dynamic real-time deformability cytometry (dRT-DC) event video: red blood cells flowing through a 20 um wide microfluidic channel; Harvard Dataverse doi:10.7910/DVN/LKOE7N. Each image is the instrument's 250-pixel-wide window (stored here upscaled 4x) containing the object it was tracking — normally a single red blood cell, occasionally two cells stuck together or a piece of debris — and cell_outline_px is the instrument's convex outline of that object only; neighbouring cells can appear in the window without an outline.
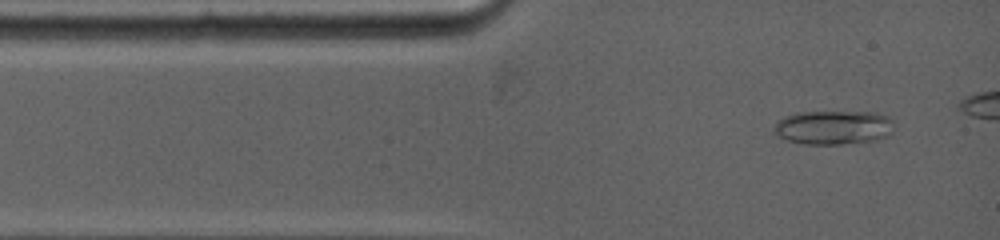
{"species": "common noctule bat (a hibernating species)", "species_latin": "Nyctalus noctula", "temperature_condition": "warm", "stored_images_in_passage": 40, "camera_frame_rate_fps": 5000, "um_per_image_px": 0.085, "animal": {"sex": "female", "body_mass_g": 19.0, "forearm_length_mm": 53.3}, "frame": {"image": 1, "passage_image": 3, "time_ms": 0.6, "image_size_px": [1000, 240], "cell_outline_px": [[892, 132], [888, 136], [876, 140], [840, 144], [804, 144], [788, 140], [776, 136], [772, 132], [772, 128], [784, 116], [800, 112], [876, 112], [888, 116], [892, 120]], "centroid_in_image_um": [70.83, 10.83], "position_along_channel_um": 14.2, "area_um2": 23.93}}
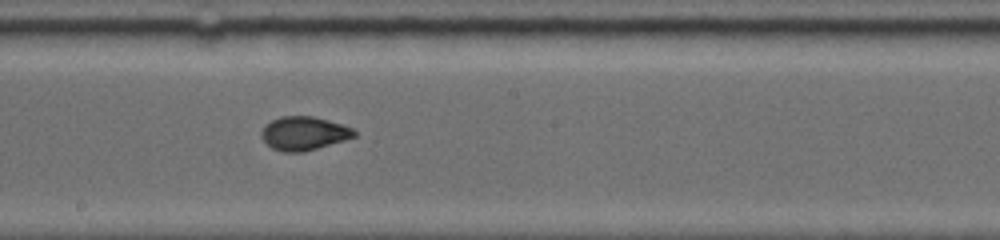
{"frame": {"image": 2, "passage_image": 28, "time_ms": 6.6, "image_size_px": [1000, 240], "cell_outline_px": [[356, 136], [344, 140], [304, 152], [284, 152], [272, 148], [264, 140], [260, 132], [264, 124], [280, 116], [312, 116], [340, 124], [352, 128], [356, 132]], "centroid_in_image_um": [25.8, 11.33], "position_along_channel_um": 222.4, "area_um2": 18.03}}
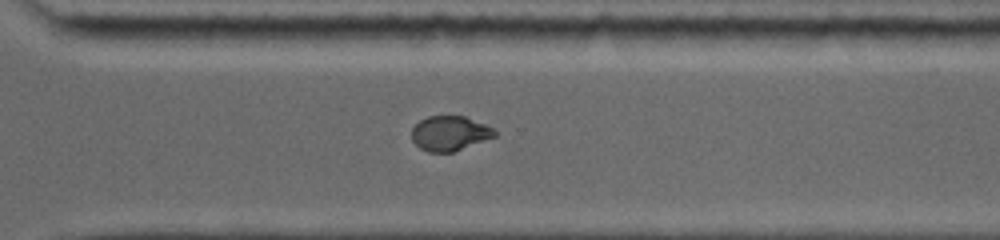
{"frame": {"image": 3, "passage_image": 40, "time_ms": 9.4, "image_size_px": [1000, 240], "cell_outline_px": [[496, 136], [452, 152], [428, 152], [420, 148], [412, 140], [412, 128], [420, 120], [428, 116], [464, 116], [484, 124], [492, 128], [496, 132]], "centroid_in_image_um": [38.2, 11.33], "position_along_channel_um": 332.4, "area_um2": 16.59}}